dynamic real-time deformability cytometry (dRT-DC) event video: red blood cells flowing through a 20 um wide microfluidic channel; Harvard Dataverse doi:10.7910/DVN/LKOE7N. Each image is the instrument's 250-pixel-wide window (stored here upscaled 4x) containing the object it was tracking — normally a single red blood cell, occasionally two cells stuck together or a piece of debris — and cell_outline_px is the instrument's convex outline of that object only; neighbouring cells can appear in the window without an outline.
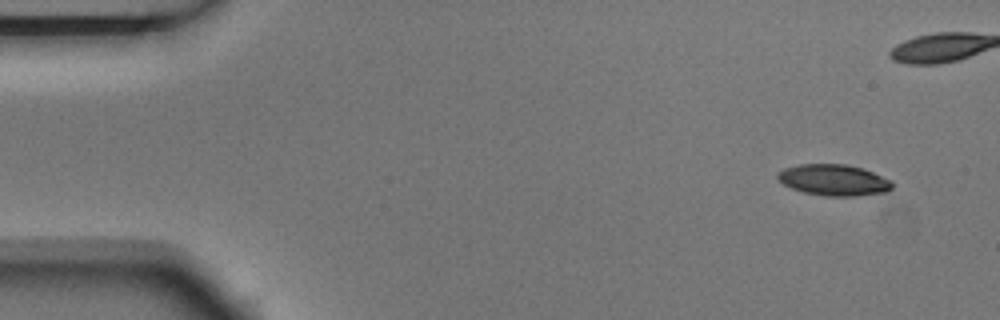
{"species": "Egyptian fruit bat (a non-hibernating species)", "species_latin": "Rousettus aegyptiacus", "temperature_condition": "room temperature", "stored_images_in_passage": 5, "camera_frame_rate_fps": 3000, "um_per_image_px": 0.085, "animal": {"sex": "male"}, "frame": {"image": 1, "passage_image": 1, "time_ms": 0.0, "image_size_px": [1000, 320], "cell_outline_px": [[892, 188], [888, 192], [852, 196], [828, 196], [804, 192], [792, 188], [784, 184], [776, 176], [784, 168], [800, 164], [848, 164], [864, 168], [892, 180]], "centroid_in_image_um": [70.92, 15.29], "position_along_channel_um": 14.1, "area_um2": 20.81}}